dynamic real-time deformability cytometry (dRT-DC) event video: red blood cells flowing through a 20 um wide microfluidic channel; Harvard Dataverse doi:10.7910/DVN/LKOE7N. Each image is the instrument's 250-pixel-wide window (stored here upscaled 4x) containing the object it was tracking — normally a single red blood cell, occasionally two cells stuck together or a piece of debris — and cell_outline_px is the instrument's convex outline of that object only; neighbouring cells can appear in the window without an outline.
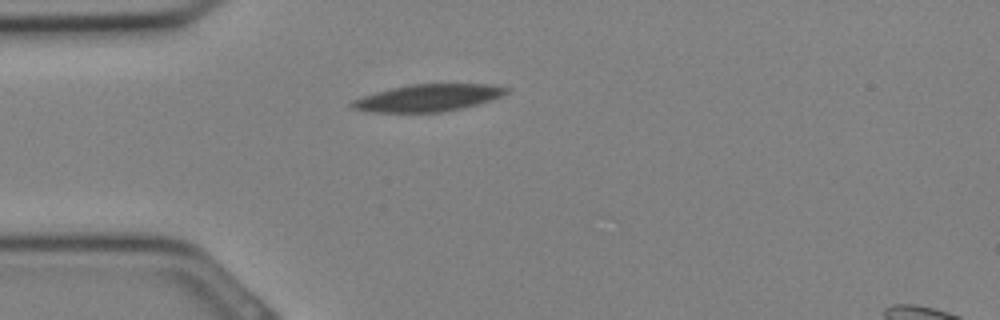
{"species": "Egyptian fruit bat (a non-hibernating species)", "species_latin": "Rousettus aegyptiacus", "temperature_condition": "cold", "stored_images_in_passage": 6, "camera_frame_rate_fps": 3000, "um_per_image_px": 0.085, "animal": {"sex": "female"}, "frame": {"image": 1, "passage_image": 1, "time_ms": 0.0, "image_size_px": [1000, 320], "cell_outline_px": [[508, 92], [500, 96], [480, 104], [440, 112], [372, 112], [352, 108], [348, 104], [352, 100], [376, 92], [392, 88], [412, 84], [488, 84], [508, 88]], "centroid_in_image_um": [36.36, 8.32], "position_along_channel_um": 48.6, "area_um2": 24.1}}
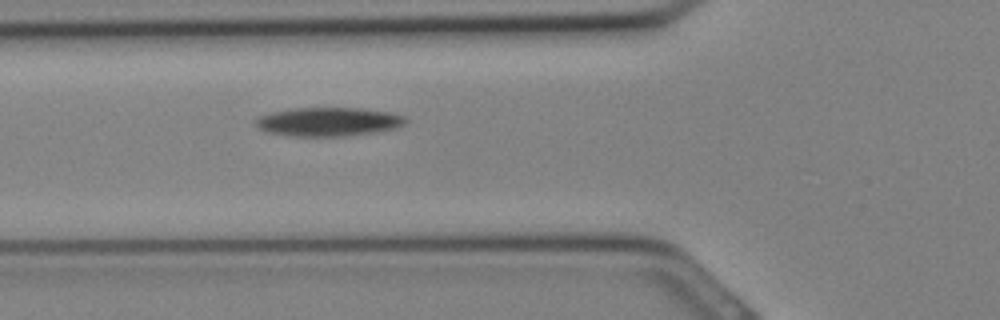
{"frame": {"image": 2, "passage_image": 4, "time_ms": 1.0, "image_size_px": [1000, 320], "cell_outline_px": [[408, 120], [400, 128], [376, 132], [348, 136], [288, 136], [264, 132], [256, 128], [256, 120], [260, 116], [272, 112], [296, 108], [360, 108], [392, 112], [404, 116]], "centroid_in_image_um": [27.94, 10.36], "position_along_channel_um": 97.9, "area_um2": 25.49}}
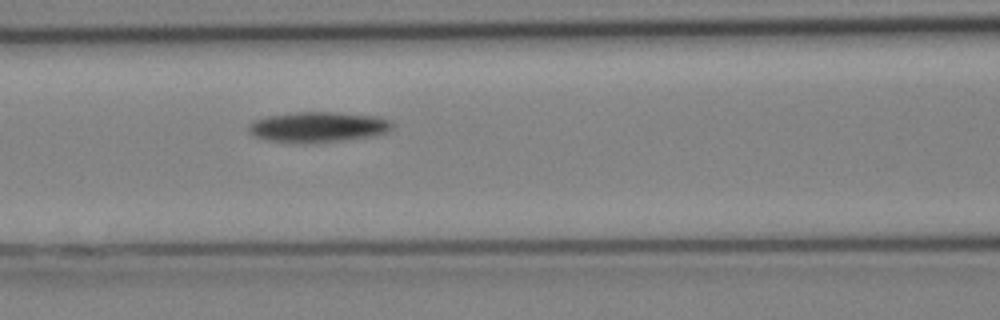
{"frame": {"image": 3, "passage_image": 6, "time_ms": 1.667, "image_size_px": [1000, 320], "cell_outline_px": [[392, 128], [388, 132], [376, 136], [312, 144], [288, 144], [264, 140], [252, 136], [248, 132], [248, 124], [252, 120], [268, 116], [296, 112], [336, 112], [380, 116], [388, 120], [392, 124]], "centroid_in_image_um": [26.98, 10.82], "position_along_channel_um": 139.6, "area_um2": 26.36}}